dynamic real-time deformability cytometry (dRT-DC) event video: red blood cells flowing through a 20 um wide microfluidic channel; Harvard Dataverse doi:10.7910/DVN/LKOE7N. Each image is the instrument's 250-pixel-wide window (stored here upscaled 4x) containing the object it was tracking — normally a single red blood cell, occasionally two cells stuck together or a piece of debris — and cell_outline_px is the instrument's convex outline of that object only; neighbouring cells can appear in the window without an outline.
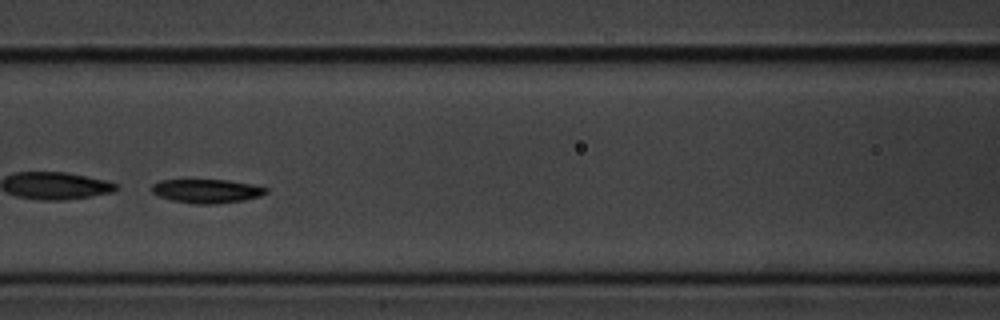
{"species": "common noctule bat (a hibernating species)", "species_latin": "Nyctalus noctula", "temperature_condition": "cold", "stored_images_in_passage": 7, "camera_frame_rate_fps": 3000, "um_per_image_px": 0.085, "animal": {"sex": "male", "body_mass_g": 20.1, "forearm_length_mm": 53.5}, "frame": {"image": 1, "passage_image": 6, "time_ms": 1.667, "image_size_px": [1000, 320], "cell_outline_px": [[268, 192], [260, 196], [244, 200], [216, 204], [196, 204], [172, 200], [160, 196], [152, 192], [152, 184], [160, 180], [188, 176], [228, 180], [252, 184], [268, 188]], "centroid_in_image_um": [17.52, 16.17], "position_along_channel_um": 149.1, "area_um2": 16.82}}